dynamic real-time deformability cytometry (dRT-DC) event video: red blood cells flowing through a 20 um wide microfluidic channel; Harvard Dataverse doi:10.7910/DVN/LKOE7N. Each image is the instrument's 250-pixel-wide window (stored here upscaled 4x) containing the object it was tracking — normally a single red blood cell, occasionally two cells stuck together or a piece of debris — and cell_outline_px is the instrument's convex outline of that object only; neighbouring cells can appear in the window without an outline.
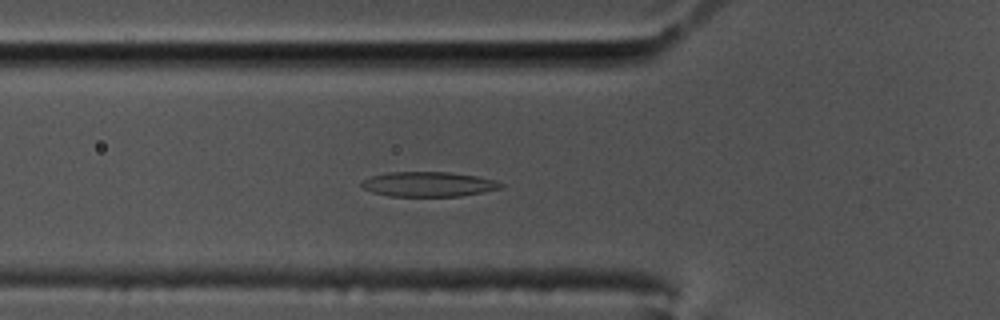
{"species": "common noctule bat (a hibernating species)", "species_latin": "Nyctalus noctula", "temperature_condition": "cold", "stored_images_in_passage": 49, "camera_frame_rate_fps": 3000, "um_per_image_px": 0.085, "animal": {"sex": "male", "body_mass_g": 17.5, "forearm_length_mm": 52.3}, "frame": {"image": 1, "passage_image": 11, "time_ms": 3.333, "image_size_px": [1000, 320], "cell_outline_px": [[504, 184], [500, 188], [484, 192], [460, 196], [388, 196], [372, 192], [364, 188], [360, 184], [364, 180], [372, 176], [388, 172], [448, 172], [476, 176], [496, 180]], "centroid_in_image_um": [36.43, 15.66], "position_along_channel_um": 89.4, "area_um2": 20.06}}
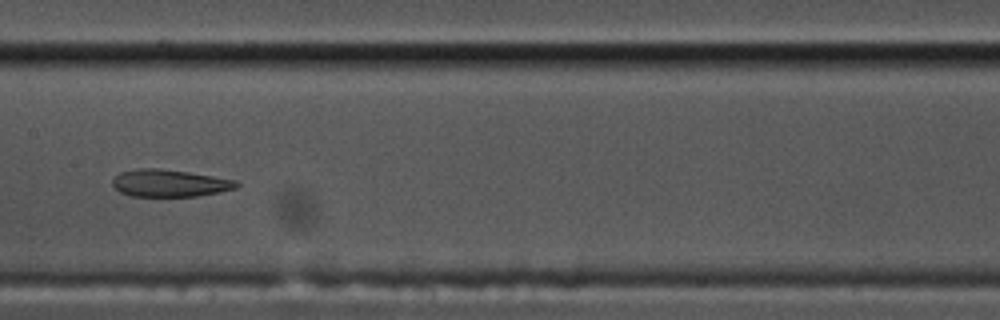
{"frame": {"image": 2, "passage_image": 20, "time_ms": 6.333, "image_size_px": [1000, 320], "cell_outline_px": [[240, 184], [236, 188], [220, 192], [196, 196], [132, 196], [120, 192], [112, 184], [112, 180], [120, 172], [136, 168], [160, 168], [188, 172], [236, 180]], "centroid_in_image_um": [14.41, 15.56], "position_along_channel_um": 193.0, "area_um2": 19.65}}
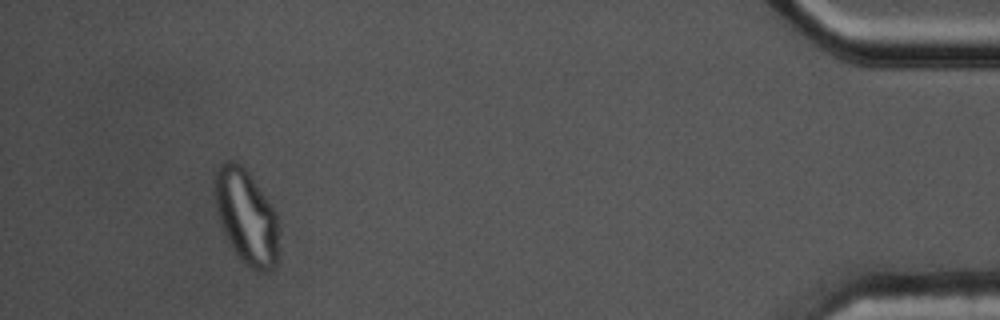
{"frame": {"image": 3, "passage_image": 45, "time_ms": 14.667, "image_size_px": [1000, 320], "cell_outline_px": [[280, 228], [276, 264], [268, 272], [256, 272], [244, 264], [232, 248], [224, 232], [216, 208], [216, 172], [220, 164], [224, 160], [236, 160], [248, 172], [272, 204], [276, 212]], "centroid_in_image_um": [20.99, 18.45], "position_along_channel_um": 414.2, "area_um2": 35.43}, "authors_computed_cell_mechanics": {"area_um2": 21.5016, "velocity_mm_per_s": 3.4515, "shape_relaxation_time_tau1_ms": null, "shape_relaxation_time_tau2_ms": 3.0013, "deformation_change_tau1": null, "deformation_change_tau2": 0.0995}}